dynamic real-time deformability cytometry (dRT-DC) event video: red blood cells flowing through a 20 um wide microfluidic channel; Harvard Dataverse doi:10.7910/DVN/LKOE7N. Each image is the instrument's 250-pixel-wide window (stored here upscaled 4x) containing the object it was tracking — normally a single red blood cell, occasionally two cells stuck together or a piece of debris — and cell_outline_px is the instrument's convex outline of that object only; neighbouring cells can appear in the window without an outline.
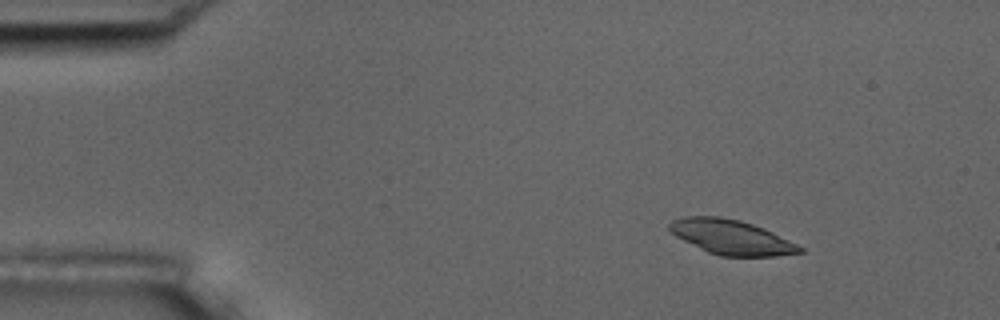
{"species": "common noctule bat (a hibernating species)", "species_latin": "Nyctalus noctula", "temperature_condition": "room temperature", "stored_images_in_passage": 6, "camera_frame_rate_fps": 3000, "um_per_image_px": 0.085, "animal": {"sex": "male", "body_mass_g": 17.5, "forearm_length_mm": 52.3}, "frame": {"image": 1, "passage_image": 3, "time_ms": 2.333, "image_size_px": [1000, 320], "cell_outline_px": [[804, 252], [776, 256], [720, 256], [708, 252], [676, 236], [668, 228], [668, 224], [672, 220], [684, 216], [720, 216], [740, 220], [764, 228], [804, 248]], "centroid_in_image_um": [62.15, 20.15], "position_along_channel_um": 22.8, "area_um2": 26.18}}
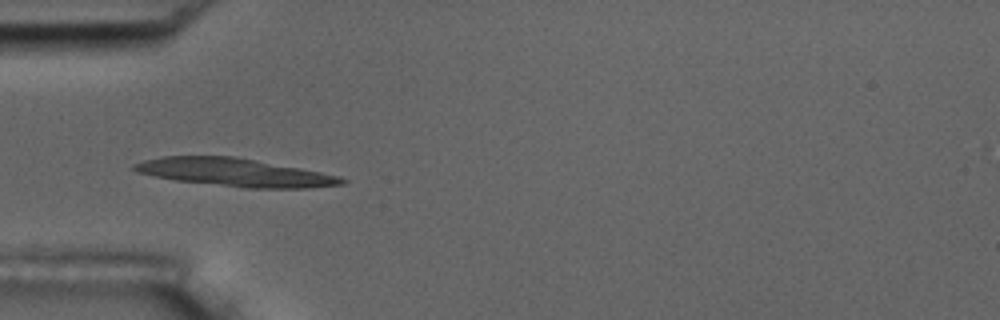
{"frame": {"image": 2, "passage_image": 6, "time_ms": 5.667, "image_size_px": [1000, 320], "cell_outline_px": [[348, 180], [344, 184], [308, 188], [244, 188], [176, 180], [136, 172], [132, 168], [132, 164], [144, 160], [160, 156], [236, 156], [300, 168], [320, 172], [336, 176]], "centroid_in_image_um": [19.93, 14.65], "position_along_channel_um": 65.1, "area_um2": 33.76}}